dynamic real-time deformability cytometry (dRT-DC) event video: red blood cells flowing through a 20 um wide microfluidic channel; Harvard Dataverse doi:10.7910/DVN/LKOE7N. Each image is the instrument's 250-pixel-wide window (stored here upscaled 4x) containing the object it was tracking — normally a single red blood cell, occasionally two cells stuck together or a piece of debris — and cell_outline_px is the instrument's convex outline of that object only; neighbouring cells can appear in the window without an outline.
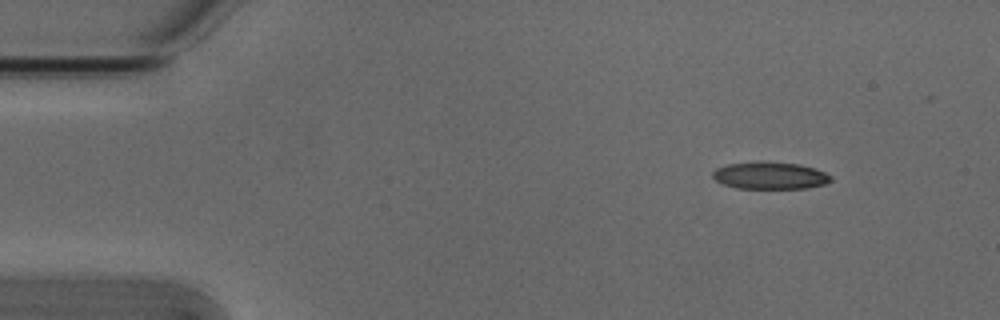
{"species": "Egyptian fruit bat (a non-hibernating species)", "species_latin": "Rousettus aegyptiacus", "temperature_condition": "cold", "stored_images_in_passage": 4, "camera_frame_rate_fps": 3000, "um_per_image_px": 0.085, "animal": {"sex": "male"}, "frame": {"image": 1, "passage_image": 1, "time_ms": 0.0, "image_size_px": [1000, 320], "cell_outline_px": [[832, 180], [824, 184], [808, 188], [736, 188], [724, 184], [716, 180], [712, 176], [712, 172], [716, 168], [728, 164], [756, 160], [764, 160], [800, 164], [824, 172], [832, 176]], "centroid_in_image_um": [65.43, 14.9], "position_along_channel_um": 19.6, "area_um2": 18.96}}
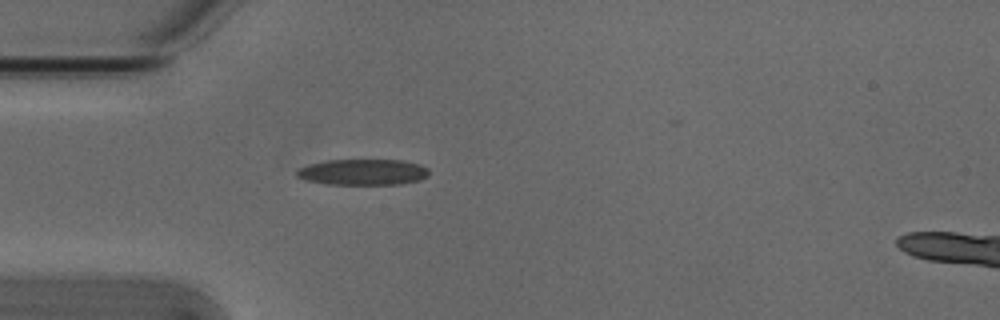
{"frame": {"image": 2, "passage_image": 3, "time_ms": 0.667, "image_size_px": [1000, 320], "cell_outline_px": [[428, 176], [420, 180], [400, 184], [328, 184], [308, 180], [296, 176], [296, 168], [308, 164], [328, 160], [400, 160], [420, 164], [428, 168]], "centroid_in_image_um": [30.84, 14.62], "position_along_channel_um": 54.2, "area_um2": 20.0}}